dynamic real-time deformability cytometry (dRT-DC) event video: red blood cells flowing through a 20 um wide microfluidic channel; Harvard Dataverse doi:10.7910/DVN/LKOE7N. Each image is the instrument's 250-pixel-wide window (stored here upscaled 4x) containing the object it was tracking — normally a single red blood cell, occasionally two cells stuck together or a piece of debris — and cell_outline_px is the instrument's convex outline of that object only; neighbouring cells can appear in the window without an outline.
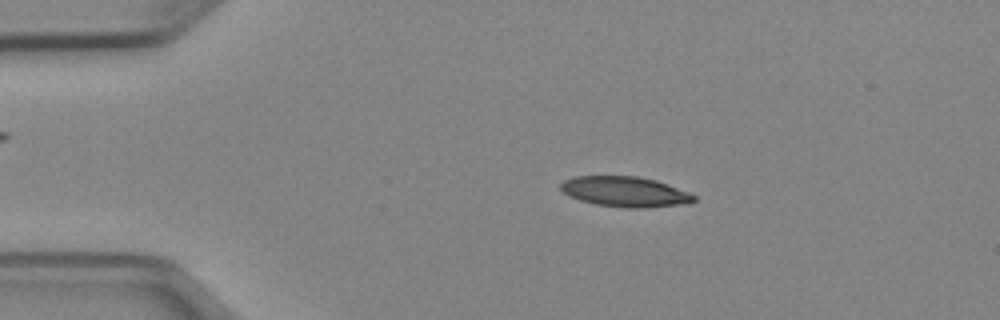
{"species": "Egyptian fruit bat (a non-hibernating species)", "species_latin": "Rousettus aegyptiacus", "temperature_condition": "cold", "stored_images_in_passage": 50, "camera_frame_rate_fps": 3000, "um_per_image_px": 0.085, "animal": {"sex": "female"}, "frame": {"image": 1, "passage_image": 9, "time_ms": 2.667, "image_size_px": [1000, 320], "cell_outline_px": [[696, 200], [688, 204], [644, 208], [624, 208], [596, 204], [580, 200], [568, 196], [560, 188], [560, 184], [564, 180], [576, 176], [636, 176], [656, 180], [668, 184], [688, 192], [696, 196]], "centroid_in_image_um": [53.15, 16.3], "position_along_channel_um": 31.9, "area_um2": 23.64}}
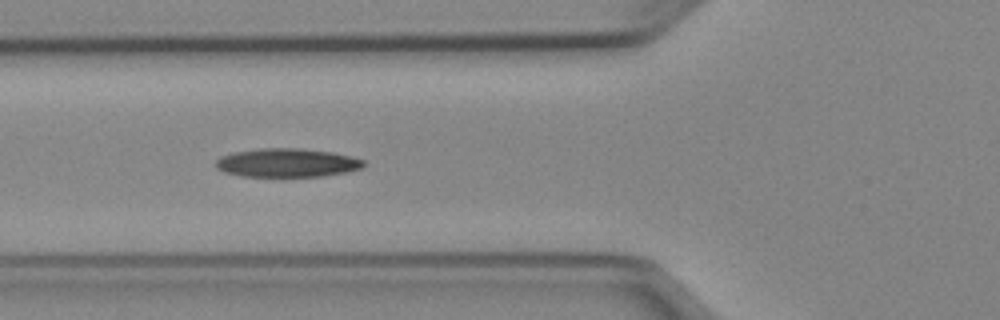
{"frame": {"image": 2, "passage_image": 18, "time_ms": 5.667, "image_size_px": [1000, 320], "cell_outline_px": [[364, 164], [360, 168], [348, 172], [320, 176], [240, 176], [224, 172], [216, 168], [216, 160], [220, 156], [232, 152], [260, 148], [300, 148], [332, 152], [352, 156], [364, 160]], "centroid_in_image_um": [24.37, 13.83], "position_along_channel_um": 101.4, "area_um2": 24.74}}
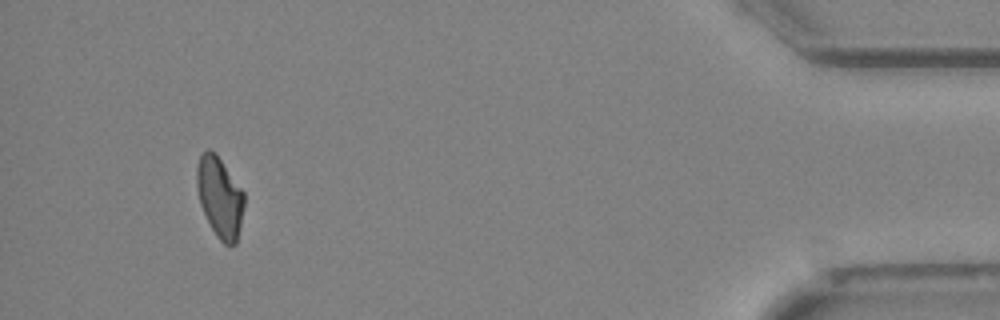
{"frame": {"image": 3, "passage_image": 47, "time_ms": 15.333, "image_size_px": [1000, 320], "cell_outline_px": [[244, 204], [240, 228], [236, 244], [224, 244], [216, 236], [200, 204], [196, 184], [196, 168], [200, 156], [208, 148], [216, 152], [244, 192]], "centroid_in_image_um": [18.68, 16.73], "position_along_channel_um": 416.5, "area_um2": 22.2}}